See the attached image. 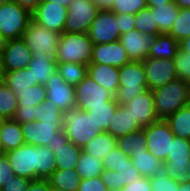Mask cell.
I'll return each mask as SVG.
<instances>
[{
	"label": "cell",
	"instance_id": "obj_1",
	"mask_svg": "<svg viewBox=\"0 0 190 191\" xmlns=\"http://www.w3.org/2000/svg\"><path fill=\"white\" fill-rule=\"evenodd\" d=\"M159 120H167L181 107L190 104V83L181 79L152 90Z\"/></svg>",
	"mask_w": 190,
	"mask_h": 191
},
{
	"label": "cell",
	"instance_id": "obj_2",
	"mask_svg": "<svg viewBox=\"0 0 190 191\" xmlns=\"http://www.w3.org/2000/svg\"><path fill=\"white\" fill-rule=\"evenodd\" d=\"M62 122L69 141L80 148H83L97 134L104 132L102 128L96 126L88 111L78 107L63 110Z\"/></svg>",
	"mask_w": 190,
	"mask_h": 191
},
{
	"label": "cell",
	"instance_id": "obj_3",
	"mask_svg": "<svg viewBox=\"0 0 190 191\" xmlns=\"http://www.w3.org/2000/svg\"><path fill=\"white\" fill-rule=\"evenodd\" d=\"M93 42L88 33H67L60 36L56 63H80L89 65L92 59Z\"/></svg>",
	"mask_w": 190,
	"mask_h": 191
},
{
	"label": "cell",
	"instance_id": "obj_4",
	"mask_svg": "<svg viewBox=\"0 0 190 191\" xmlns=\"http://www.w3.org/2000/svg\"><path fill=\"white\" fill-rule=\"evenodd\" d=\"M119 89L115 95L123 105L148 89L146 72L142 62L130 61L119 68Z\"/></svg>",
	"mask_w": 190,
	"mask_h": 191
},
{
	"label": "cell",
	"instance_id": "obj_5",
	"mask_svg": "<svg viewBox=\"0 0 190 191\" xmlns=\"http://www.w3.org/2000/svg\"><path fill=\"white\" fill-rule=\"evenodd\" d=\"M163 172L179 183L190 181V150L187 139L174 136L170 154L163 162Z\"/></svg>",
	"mask_w": 190,
	"mask_h": 191
},
{
	"label": "cell",
	"instance_id": "obj_6",
	"mask_svg": "<svg viewBox=\"0 0 190 191\" xmlns=\"http://www.w3.org/2000/svg\"><path fill=\"white\" fill-rule=\"evenodd\" d=\"M31 19V12L16 2L0 5V33L6 40L21 39Z\"/></svg>",
	"mask_w": 190,
	"mask_h": 191
},
{
	"label": "cell",
	"instance_id": "obj_7",
	"mask_svg": "<svg viewBox=\"0 0 190 191\" xmlns=\"http://www.w3.org/2000/svg\"><path fill=\"white\" fill-rule=\"evenodd\" d=\"M60 36V33L48 30L31 19L21 39L32 53L48 54L55 58Z\"/></svg>",
	"mask_w": 190,
	"mask_h": 191
},
{
	"label": "cell",
	"instance_id": "obj_8",
	"mask_svg": "<svg viewBox=\"0 0 190 191\" xmlns=\"http://www.w3.org/2000/svg\"><path fill=\"white\" fill-rule=\"evenodd\" d=\"M15 176L38 180V146L24 144L3 153Z\"/></svg>",
	"mask_w": 190,
	"mask_h": 191
},
{
	"label": "cell",
	"instance_id": "obj_9",
	"mask_svg": "<svg viewBox=\"0 0 190 191\" xmlns=\"http://www.w3.org/2000/svg\"><path fill=\"white\" fill-rule=\"evenodd\" d=\"M98 11L92 0H72L68 7L64 32L88 33Z\"/></svg>",
	"mask_w": 190,
	"mask_h": 191
},
{
	"label": "cell",
	"instance_id": "obj_10",
	"mask_svg": "<svg viewBox=\"0 0 190 191\" xmlns=\"http://www.w3.org/2000/svg\"><path fill=\"white\" fill-rule=\"evenodd\" d=\"M146 133L148 151L156 158L165 162L170 154L171 142L174 134L165 120L147 125L143 128Z\"/></svg>",
	"mask_w": 190,
	"mask_h": 191
},
{
	"label": "cell",
	"instance_id": "obj_11",
	"mask_svg": "<svg viewBox=\"0 0 190 191\" xmlns=\"http://www.w3.org/2000/svg\"><path fill=\"white\" fill-rule=\"evenodd\" d=\"M75 96L78 108L85 111L88 107L106 106L108 100L115 99L110 91L88 75L75 87Z\"/></svg>",
	"mask_w": 190,
	"mask_h": 191
},
{
	"label": "cell",
	"instance_id": "obj_12",
	"mask_svg": "<svg viewBox=\"0 0 190 191\" xmlns=\"http://www.w3.org/2000/svg\"><path fill=\"white\" fill-rule=\"evenodd\" d=\"M47 147L54 152L56 157V170H73L76 168L82 148L69 141L63 129L54 135Z\"/></svg>",
	"mask_w": 190,
	"mask_h": 191
},
{
	"label": "cell",
	"instance_id": "obj_13",
	"mask_svg": "<svg viewBox=\"0 0 190 191\" xmlns=\"http://www.w3.org/2000/svg\"><path fill=\"white\" fill-rule=\"evenodd\" d=\"M93 44L118 41L120 33L116 13L111 10H99L88 31Z\"/></svg>",
	"mask_w": 190,
	"mask_h": 191
},
{
	"label": "cell",
	"instance_id": "obj_14",
	"mask_svg": "<svg viewBox=\"0 0 190 191\" xmlns=\"http://www.w3.org/2000/svg\"><path fill=\"white\" fill-rule=\"evenodd\" d=\"M68 8L43 1L31 13L32 20L48 30L62 34L67 19Z\"/></svg>",
	"mask_w": 190,
	"mask_h": 191
},
{
	"label": "cell",
	"instance_id": "obj_15",
	"mask_svg": "<svg viewBox=\"0 0 190 191\" xmlns=\"http://www.w3.org/2000/svg\"><path fill=\"white\" fill-rule=\"evenodd\" d=\"M142 63L146 72L148 89L154 90L178 79L174 60L147 57Z\"/></svg>",
	"mask_w": 190,
	"mask_h": 191
},
{
	"label": "cell",
	"instance_id": "obj_16",
	"mask_svg": "<svg viewBox=\"0 0 190 191\" xmlns=\"http://www.w3.org/2000/svg\"><path fill=\"white\" fill-rule=\"evenodd\" d=\"M123 105L129 110L133 120L140 128L159 121L151 89H147Z\"/></svg>",
	"mask_w": 190,
	"mask_h": 191
},
{
	"label": "cell",
	"instance_id": "obj_17",
	"mask_svg": "<svg viewBox=\"0 0 190 191\" xmlns=\"http://www.w3.org/2000/svg\"><path fill=\"white\" fill-rule=\"evenodd\" d=\"M62 129L63 122L29 121L21 124L25 144L34 146H47L54 135Z\"/></svg>",
	"mask_w": 190,
	"mask_h": 191
},
{
	"label": "cell",
	"instance_id": "obj_18",
	"mask_svg": "<svg viewBox=\"0 0 190 191\" xmlns=\"http://www.w3.org/2000/svg\"><path fill=\"white\" fill-rule=\"evenodd\" d=\"M46 99L52 101L61 110L78 107L75 96V88L67 84L56 72L45 84Z\"/></svg>",
	"mask_w": 190,
	"mask_h": 191
},
{
	"label": "cell",
	"instance_id": "obj_19",
	"mask_svg": "<svg viewBox=\"0 0 190 191\" xmlns=\"http://www.w3.org/2000/svg\"><path fill=\"white\" fill-rule=\"evenodd\" d=\"M153 39L154 37L134 29L120 35L119 41L125 49L130 61L142 62L149 56Z\"/></svg>",
	"mask_w": 190,
	"mask_h": 191
},
{
	"label": "cell",
	"instance_id": "obj_20",
	"mask_svg": "<svg viewBox=\"0 0 190 191\" xmlns=\"http://www.w3.org/2000/svg\"><path fill=\"white\" fill-rule=\"evenodd\" d=\"M32 60V51L22 39L7 40L3 52V71L27 68Z\"/></svg>",
	"mask_w": 190,
	"mask_h": 191
},
{
	"label": "cell",
	"instance_id": "obj_21",
	"mask_svg": "<svg viewBox=\"0 0 190 191\" xmlns=\"http://www.w3.org/2000/svg\"><path fill=\"white\" fill-rule=\"evenodd\" d=\"M128 62H130L129 57L119 40L93 45L90 62L92 64L111 65L120 68Z\"/></svg>",
	"mask_w": 190,
	"mask_h": 191
},
{
	"label": "cell",
	"instance_id": "obj_22",
	"mask_svg": "<svg viewBox=\"0 0 190 191\" xmlns=\"http://www.w3.org/2000/svg\"><path fill=\"white\" fill-rule=\"evenodd\" d=\"M139 170L135 167L131 160V165H122L116 168V171L104 169L101 174L103 183L108 190H121L125 185L133 184L135 180L141 178Z\"/></svg>",
	"mask_w": 190,
	"mask_h": 191
},
{
	"label": "cell",
	"instance_id": "obj_23",
	"mask_svg": "<svg viewBox=\"0 0 190 191\" xmlns=\"http://www.w3.org/2000/svg\"><path fill=\"white\" fill-rule=\"evenodd\" d=\"M88 76L100 86L110 91L114 96L119 89V68L111 65L92 64L88 65Z\"/></svg>",
	"mask_w": 190,
	"mask_h": 191
},
{
	"label": "cell",
	"instance_id": "obj_24",
	"mask_svg": "<svg viewBox=\"0 0 190 191\" xmlns=\"http://www.w3.org/2000/svg\"><path fill=\"white\" fill-rule=\"evenodd\" d=\"M139 129L141 128L135 122V120H133L129 110L124 105L119 104V107L111 118V121L105 132L110 133L114 138L117 139Z\"/></svg>",
	"mask_w": 190,
	"mask_h": 191
},
{
	"label": "cell",
	"instance_id": "obj_25",
	"mask_svg": "<svg viewBox=\"0 0 190 191\" xmlns=\"http://www.w3.org/2000/svg\"><path fill=\"white\" fill-rule=\"evenodd\" d=\"M28 69L32 73L34 80H37L38 84L45 86L48 79L57 72V63L51 55L33 52Z\"/></svg>",
	"mask_w": 190,
	"mask_h": 191
},
{
	"label": "cell",
	"instance_id": "obj_26",
	"mask_svg": "<svg viewBox=\"0 0 190 191\" xmlns=\"http://www.w3.org/2000/svg\"><path fill=\"white\" fill-rule=\"evenodd\" d=\"M25 144L21 125L14 119H3L0 135V152L5 153Z\"/></svg>",
	"mask_w": 190,
	"mask_h": 191
},
{
	"label": "cell",
	"instance_id": "obj_27",
	"mask_svg": "<svg viewBox=\"0 0 190 191\" xmlns=\"http://www.w3.org/2000/svg\"><path fill=\"white\" fill-rule=\"evenodd\" d=\"M130 158L142 177L152 178L163 172V162L149 151L132 152Z\"/></svg>",
	"mask_w": 190,
	"mask_h": 191
},
{
	"label": "cell",
	"instance_id": "obj_28",
	"mask_svg": "<svg viewBox=\"0 0 190 191\" xmlns=\"http://www.w3.org/2000/svg\"><path fill=\"white\" fill-rule=\"evenodd\" d=\"M179 48V42L171 35L159 34L153 39V44L148 57L174 60Z\"/></svg>",
	"mask_w": 190,
	"mask_h": 191
},
{
	"label": "cell",
	"instance_id": "obj_29",
	"mask_svg": "<svg viewBox=\"0 0 190 191\" xmlns=\"http://www.w3.org/2000/svg\"><path fill=\"white\" fill-rule=\"evenodd\" d=\"M116 146L117 139L110 133L104 131L103 133L97 134L83 146L82 151L103 161L104 157Z\"/></svg>",
	"mask_w": 190,
	"mask_h": 191
},
{
	"label": "cell",
	"instance_id": "obj_30",
	"mask_svg": "<svg viewBox=\"0 0 190 191\" xmlns=\"http://www.w3.org/2000/svg\"><path fill=\"white\" fill-rule=\"evenodd\" d=\"M148 8L152 11L155 22L158 25L159 32L161 34H167L171 30V27L179 14L180 8L173 0L163 6L160 5L158 7Z\"/></svg>",
	"mask_w": 190,
	"mask_h": 191
},
{
	"label": "cell",
	"instance_id": "obj_31",
	"mask_svg": "<svg viewBox=\"0 0 190 191\" xmlns=\"http://www.w3.org/2000/svg\"><path fill=\"white\" fill-rule=\"evenodd\" d=\"M165 121L176 137L190 139V104L181 107Z\"/></svg>",
	"mask_w": 190,
	"mask_h": 191
},
{
	"label": "cell",
	"instance_id": "obj_32",
	"mask_svg": "<svg viewBox=\"0 0 190 191\" xmlns=\"http://www.w3.org/2000/svg\"><path fill=\"white\" fill-rule=\"evenodd\" d=\"M81 180L75 169L55 170L47 179L51 187L61 188L65 191H78Z\"/></svg>",
	"mask_w": 190,
	"mask_h": 191
},
{
	"label": "cell",
	"instance_id": "obj_33",
	"mask_svg": "<svg viewBox=\"0 0 190 191\" xmlns=\"http://www.w3.org/2000/svg\"><path fill=\"white\" fill-rule=\"evenodd\" d=\"M75 170L82 180L92 179L101 176L104 165L103 161L98 160L97 157L81 151Z\"/></svg>",
	"mask_w": 190,
	"mask_h": 191
},
{
	"label": "cell",
	"instance_id": "obj_34",
	"mask_svg": "<svg viewBox=\"0 0 190 191\" xmlns=\"http://www.w3.org/2000/svg\"><path fill=\"white\" fill-rule=\"evenodd\" d=\"M1 79L15 93L19 90H25L27 87L38 84L37 80H34L28 67L20 70L4 72Z\"/></svg>",
	"mask_w": 190,
	"mask_h": 191
},
{
	"label": "cell",
	"instance_id": "obj_35",
	"mask_svg": "<svg viewBox=\"0 0 190 191\" xmlns=\"http://www.w3.org/2000/svg\"><path fill=\"white\" fill-rule=\"evenodd\" d=\"M146 133L143 128L117 138V147L128 156L132 152L148 151Z\"/></svg>",
	"mask_w": 190,
	"mask_h": 191
},
{
	"label": "cell",
	"instance_id": "obj_36",
	"mask_svg": "<svg viewBox=\"0 0 190 191\" xmlns=\"http://www.w3.org/2000/svg\"><path fill=\"white\" fill-rule=\"evenodd\" d=\"M57 72L60 77L74 88L88 75V65L80 63H57Z\"/></svg>",
	"mask_w": 190,
	"mask_h": 191
},
{
	"label": "cell",
	"instance_id": "obj_37",
	"mask_svg": "<svg viewBox=\"0 0 190 191\" xmlns=\"http://www.w3.org/2000/svg\"><path fill=\"white\" fill-rule=\"evenodd\" d=\"M17 108L16 93L0 78V118L13 119Z\"/></svg>",
	"mask_w": 190,
	"mask_h": 191
},
{
	"label": "cell",
	"instance_id": "obj_38",
	"mask_svg": "<svg viewBox=\"0 0 190 191\" xmlns=\"http://www.w3.org/2000/svg\"><path fill=\"white\" fill-rule=\"evenodd\" d=\"M118 107L119 104L114 99L108 100L106 102V106L88 107L86 111L89 112V115L95 121L96 126L102 128L103 131H106L111 118L115 114Z\"/></svg>",
	"mask_w": 190,
	"mask_h": 191
},
{
	"label": "cell",
	"instance_id": "obj_39",
	"mask_svg": "<svg viewBox=\"0 0 190 191\" xmlns=\"http://www.w3.org/2000/svg\"><path fill=\"white\" fill-rule=\"evenodd\" d=\"M18 106L31 107L44 103L46 99V87L41 84H36L27 87L25 90L16 92Z\"/></svg>",
	"mask_w": 190,
	"mask_h": 191
},
{
	"label": "cell",
	"instance_id": "obj_40",
	"mask_svg": "<svg viewBox=\"0 0 190 191\" xmlns=\"http://www.w3.org/2000/svg\"><path fill=\"white\" fill-rule=\"evenodd\" d=\"M56 170V157L47 146H38V179L47 180Z\"/></svg>",
	"mask_w": 190,
	"mask_h": 191
},
{
	"label": "cell",
	"instance_id": "obj_41",
	"mask_svg": "<svg viewBox=\"0 0 190 191\" xmlns=\"http://www.w3.org/2000/svg\"><path fill=\"white\" fill-rule=\"evenodd\" d=\"M135 29L151 37L161 34L152 11L148 7L135 14Z\"/></svg>",
	"mask_w": 190,
	"mask_h": 191
},
{
	"label": "cell",
	"instance_id": "obj_42",
	"mask_svg": "<svg viewBox=\"0 0 190 191\" xmlns=\"http://www.w3.org/2000/svg\"><path fill=\"white\" fill-rule=\"evenodd\" d=\"M167 34L178 42L190 36V9L180 8L179 14Z\"/></svg>",
	"mask_w": 190,
	"mask_h": 191
},
{
	"label": "cell",
	"instance_id": "obj_43",
	"mask_svg": "<svg viewBox=\"0 0 190 191\" xmlns=\"http://www.w3.org/2000/svg\"><path fill=\"white\" fill-rule=\"evenodd\" d=\"M35 109V121L62 122L63 110L48 99H45L44 103L36 105Z\"/></svg>",
	"mask_w": 190,
	"mask_h": 191
},
{
	"label": "cell",
	"instance_id": "obj_44",
	"mask_svg": "<svg viewBox=\"0 0 190 191\" xmlns=\"http://www.w3.org/2000/svg\"><path fill=\"white\" fill-rule=\"evenodd\" d=\"M146 7L145 0H114L110 10L116 14H136Z\"/></svg>",
	"mask_w": 190,
	"mask_h": 191
},
{
	"label": "cell",
	"instance_id": "obj_45",
	"mask_svg": "<svg viewBox=\"0 0 190 191\" xmlns=\"http://www.w3.org/2000/svg\"><path fill=\"white\" fill-rule=\"evenodd\" d=\"M174 66L178 79L190 83V53L179 48L174 58Z\"/></svg>",
	"mask_w": 190,
	"mask_h": 191
},
{
	"label": "cell",
	"instance_id": "obj_46",
	"mask_svg": "<svg viewBox=\"0 0 190 191\" xmlns=\"http://www.w3.org/2000/svg\"><path fill=\"white\" fill-rule=\"evenodd\" d=\"M104 169L114 170L122 165H131V158L123 153L117 146L103 159Z\"/></svg>",
	"mask_w": 190,
	"mask_h": 191
},
{
	"label": "cell",
	"instance_id": "obj_47",
	"mask_svg": "<svg viewBox=\"0 0 190 191\" xmlns=\"http://www.w3.org/2000/svg\"><path fill=\"white\" fill-rule=\"evenodd\" d=\"M152 191H177L179 182L174 181L164 172L150 178Z\"/></svg>",
	"mask_w": 190,
	"mask_h": 191
},
{
	"label": "cell",
	"instance_id": "obj_48",
	"mask_svg": "<svg viewBox=\"0 0 190 191\" xmlns=\"http://www.w3.org/2000/svg\"><path fill=\"white\" fill-rule=\"evenodd\" d=\"M120 35L135 29V14H116Z\"/></svg>",
	"mask_w": 190,
	"mask_h": 191
},
{
	"label": "cell",
	"instance_id": "obj_49",
	"mask_svg": "<svg viewBox=\"0 0 190 191\" xmlns=\"http://www.w3.org/2000/svg\"><path fill=\"white\" fill-rule=\"evenodd\" d=\"M32 180L15 176L3 185L1 191H27Z\"/></svg>",
	"mask_w": 190,
	"mask_h": 191
},
{
	"label": "cell",
	"instance_id": "obj_50",
	"mask_svg": "<svg viewBox=\"0 0 190 191\" xmlns=\"http://www.w3.org/2000/svg\"><path fill=\"white\" fill-rule=\"evenodd\" d=\"M78 191H108L107 186L103 183L101 176L92 179H83Z\"/></svg>",
	"mask_w": 190,
	"mask_h": 191
},
{
	"label": "cell",
	"instance_id": "obj_51",
	"mask_svg": "<svg viewBox=\"0 0 190 191\" xmlns=\"http://www.w3.org/2000/svg\"><path fill=\"white\" fill-rule=\"evenodd\" d=\"M35 112L36 109L34 106L31 107L18 106L13 119L20 125L27 123L29 121H35Z\"/></svg>",
	"mask_w": 190,
	"mask_h": 191
},
{
	"label": "cell",
	"instance_id": "obj_52",
	"mask_svg": "<svg viewBox=\"0 0 190 191\" xmlns=\"http://www.w3.org/2000/svg\"><path fill=\"white\" fill-rule=\"evenodd\" d=\"M15 177L7 158L0 152V188L3 187L11 178Z\"/></svg>",
	"mask_w": 190,
	"mask_h": 191
},
{
	"label": "cell",
	"instance_id": "obj_53",
	"mask_svg": "<svg viewBox=\"0 0 190 191\" xmlns=\"http://www.w3.org/2000/svg\"><path fill=\"white\" fill-rule=\"evenodd\" d=\"M121 191H152L150 178L141 177L135 180L133 184L125 185Z\"/></svg>",
	"mask_w": 190,
	"mask_h": 191
},
{
	"label": "cell",
	"instance_id": "obj_54",
	"mask_svg": "<svg viewBox=\"0 0 190 191\" xmlns=\"http://www.w3.org/2000/svg\"><path fill=\"white\" fill-rule=\"evenodd\" d=\"M27 191H51V186L45 179L32 180Z\"/></svg>",
	"mask_w": 190,
	"mask_h": 191
},
{
	"label": "cell",
	"instance_id": "obj_55",
	"mask_svg": "<svg viewBox=\"0 0 190 191\" xmlns=\"http://www.w3.org/2000/svg\"><path fill=\"white\" fill-rule=\"evenodd\" d=\"M21 7L28 9L31 13L37 8L42 0H13Z\"/></svg>",
	"mask_w": 190,
	"mask_h": 191
},
{
	"label": "cell",
	"instance_id": "obj_56",
	"mask_svg": "<svg viewBox=\"0 0 190 191\" xmlns=\"http://www.w3.org/2000/svg\"><path fill=\"white\" fill-rule=\"evenodd\" d=\"M99 10H110L114 0H92Z\"/></svg>",
	"mask_w": 190,
	"mask_h": 191
},
{
	"label": "cell",
	"instance_id": "obj_57",
	"mask_svg": "<svg viewBox=\"0 0 190 191\" xmlns=\"http://www.w3.org/2000/svg\"><path fill=\"white\" fill-rule=\"evenodd\" d=\"M147 7H158L160 5H165L166 3L171 2L172 0H145Z\"/></svg>",
	"mask_w": 190,
	"mask_h": 191
},
{
	"label": "cell",
	"instance_id": "obj_58",
	"mask_svg": "<svg viewBox=\"0 0 190 191\" xmlns=\"http://www.w3.org/2000/svg\"><path fill=\"white\" fill-rule=\"evenodd\" d=\"M179 47L182 51L190 53V36L180 41Z\"/></svg>",
	"mask_w": 190,
	"mask_h": 191
},
{
	"label": "cell",
	"instance_id": "obj_59",
	"mask_svg": "<svg viewBox=\"0 0 190 191\" xmlns=\"http://www.w3.org/2000/svg\"><path fill=\"white\" fill-rule=\"evenodd\" d=\"M43 1L56 3L58 5L65 6L66 8H68L72 0H43Z\"/></svg>",
	"mask_w": 190,
	"mask_h": 191
},
{
	"label": "cell",
	"instance_id": "obj_60",
	"mask_svg": "<svg viewBox=\"0 0 190 191\" xmlns=\"http://www.w3.org/2000/svg\"><path fill=\"white\" fill-rule=\"evenodd\" d=\"M179 8L190 9V0H173Z\"/></svg>",
	"mask_w": 190,
	"mask_h": 191
},
{
	"label": "cell",
	"instance_id": "obj_61",
	"mask_svg": "<svg viewBox=\"0 0 190 191\" xmlns=\"http://www.w3.org/2000/svg\"><path fill=\"white\" fill-rule=\"evenodd\" d=\"M177 191H190V181L186 183H179Z\"/></svg>",
	"mask_w": 190,
	"mask_h": 191
},
{
	"label": "cell",
	"instance_id": "obj_62",
	"mask_svg": "<svg viewBox=\"0 0 190 191\" xmlns=\"http://www.w3.org/2000/svg\"><path fill=\"white\" fill-rule=\"evenodd\" d=\"M7 40L0 33V52H4Z\"/></svg>",
	"mask_w": 190,
	"mask_h": 191
},
{
	"label": "cell",
	"instance_id": "obj_63",
	"mask_svg": "<svg viewBox=\"0 0 190 191\" xmlns=\"http://www.w3.org/2000/svg\"><path fill=\"white\" fill-rule=\"evenodd\" d=\"M3 52H0V78L3 75Z\"/></svg>",
	"mask_w": 190,
	"mask_h": 191
},
{
	"label": "cell",
	"instance_id": "obj_64",
	"mask_svg": "<svg viewBox=\"0 0 190 191\" xmlns=\"http://www.w3.org/2000/svg\"><path fill=\"white\" fill-rule=\"evenodd\" d=\"M9 2H13V0H0V5L5 4V3H9Z\"/></svg>",
	"mask_w": 190,
	"mask_h": 191
},
{
	"label": "cell",
	"instance_id": "obj_65",
	"mask_svg": "<svg viewBox=\"0 0 190 191\" xmlns=\"http://www.w3.org/2000/svg\"><path fill=\"white\" fill-rule=\"evenodd\" d=\"M51 191H65L61 188L51 187Z\"/></svg>",
	"mask_w": 190,
	"mask_h": 191
},
{
	"label": "cell",
	"instance_id": "obj_66",
	"mask_svg": "<svg viewBox=\"0 0 190 191\" xmlns=\"http://www.w3.org/2000/svg\"><path fill=\"white\" fill-rule=\"evenodd\" d=\"M2 126H3V119L0 118V135H1V131H2Z\"/></svg>",
	"mask_w": 190,
	"mask_h": 191
},
{
	"label": "cell",
	"instance_id": "obj_67",
	"mask_svg": "<svg viewBox=\"0 0 190 191\" xmlns=\"http://www.w3.org/2000/svg\"><path fill=\"white\" fill-rule=\"evenodd\" d=\"M108 191H121V190H118V189H111V190H108Z\"/></svg>",
	"mask_w": 190,
	"mask_h": 191
},
{
	"label": "cell",
	"instance_id": "obj_68",
	"mask_svg": "<svg viewBox=\"0 0 190 191\" xmlns=\"http://www.w3.org/2000/svg\"><path fill=\"white\" fill-rule=\"evenodd\" d=\"M188 146H189V150H190V139L188 140Z\"/></svg>",
	"mask_w": 190,
	"mask_h": 191
}]
</instances>
